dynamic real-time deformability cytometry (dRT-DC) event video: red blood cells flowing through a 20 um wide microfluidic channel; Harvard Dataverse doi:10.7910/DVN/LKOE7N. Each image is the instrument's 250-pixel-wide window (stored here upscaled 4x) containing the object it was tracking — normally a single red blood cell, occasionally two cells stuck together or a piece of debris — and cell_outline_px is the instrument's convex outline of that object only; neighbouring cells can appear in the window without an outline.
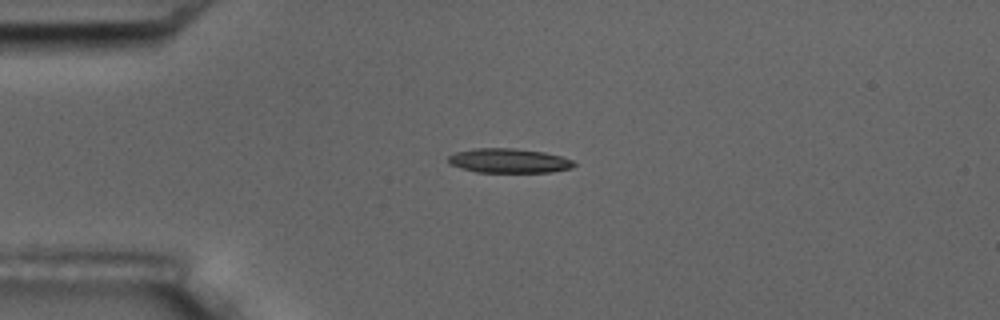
{"species": "common noctule bat (a hibernating species)", "species_latin": "Nyctalus noctula", "temperature_condition": "room temperature", "stored_images_in_passage": 2, "camera_frame_rate_fps": 3000, "um_per_image_px": 0.085, "animal": {"sex": "male", "body_mass_g": 17.5, "forearm_length_mm": 52.3}, "frame": {"image": 1, "passage_image": 1, "time_ms": 0.0, "image_size_px": [1000, 320], "cell_outline_px": [[576, 164], [572, 168], [552, 172], [476, 172], [448, 164], [448, 156], [456, 152], [476, 148], [516, 148], [544, 152], [560, 156], [572, 160]], "centroid_in_image_um": [43.25, 13.66], "position_along_channel_um": 41.7, "area_um2": 17.92}}